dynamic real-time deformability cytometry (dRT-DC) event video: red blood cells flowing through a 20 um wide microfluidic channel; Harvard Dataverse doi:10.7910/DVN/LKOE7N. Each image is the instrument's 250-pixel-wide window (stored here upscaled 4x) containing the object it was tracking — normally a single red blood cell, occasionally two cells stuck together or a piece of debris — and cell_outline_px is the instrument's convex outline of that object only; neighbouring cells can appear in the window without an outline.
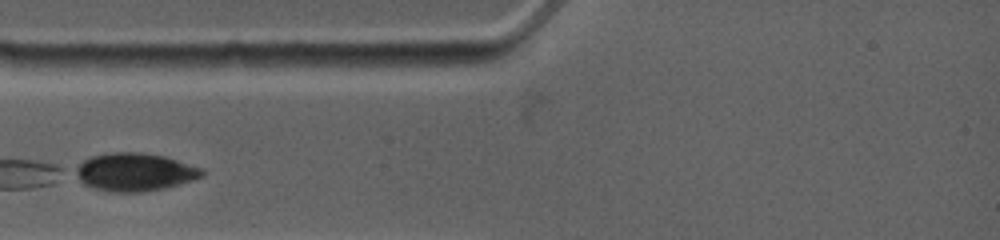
{"species": "common noctule bat (a hibernating species)", "species_latin": "Nyctalus noctula", "temperature_condition": "warm", "stored_images_in_passage": 1, "camera_frame_rate_fps": 4500, "um_per_image_px": 0.085, "animal": {"sex": "female", "body_mass_g": 19.0, "forearm_length_mm": 53.3}, "frame": {"image": 1, "passage_image": 1, "time_ms": 0.0, "image_size_px": [1000, 240], "cell_outline_px": [[204, 176], [192, 180], [164, 188], [140, 192], [108, 192], [84, 184], [72, 172], [72, 168], [84, 160], [92, 156], [108, 152], [140, 152], [164, 156], [204, 168]], "centroid_in_image_um": [11.42, 14.61], "position_along_channel_um": 73.6, "area_um2": 28.21}}